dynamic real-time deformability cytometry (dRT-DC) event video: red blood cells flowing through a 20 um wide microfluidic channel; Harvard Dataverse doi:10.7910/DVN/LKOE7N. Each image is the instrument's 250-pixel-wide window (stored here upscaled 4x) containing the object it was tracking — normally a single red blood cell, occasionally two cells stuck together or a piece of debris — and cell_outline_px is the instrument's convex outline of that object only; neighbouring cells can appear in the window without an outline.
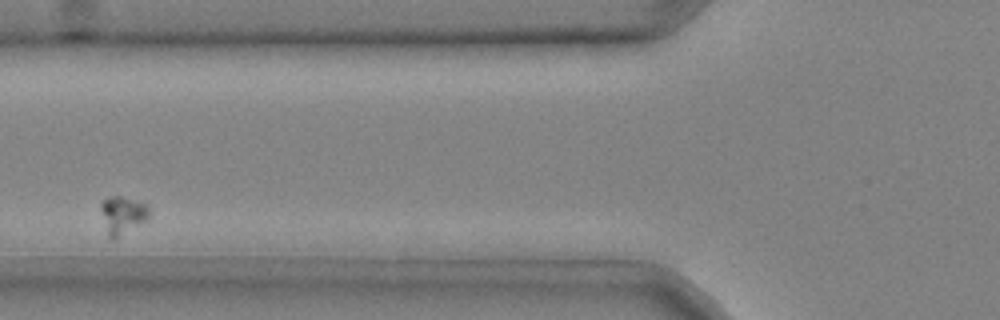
{"species": "common noctule bat (a hibernating species)", "species_latin": "Nyctalus noctula", "temperature_condition": "cold", "stored_images_in_passage": 4, "camera_frame_rate_fps": 3000, "um_per_image_px": 0.085, "animal": {"sex": "male", "body_mass_g": 20.4}, "frame": {"image": 1, "passage_image": 2, "time_ms": 0.333, "image_size_px": [1000, 320], "cell_outline_px": [[148, 220], [112, 240], [108, 236], [100, 208], [100, 204], [108, 196], [120, 196], [148, 204]], "centroid_in_image_um": [10.42, 18.27], "position_along_channel_um": 115.4, "area_um2": 10.52}}